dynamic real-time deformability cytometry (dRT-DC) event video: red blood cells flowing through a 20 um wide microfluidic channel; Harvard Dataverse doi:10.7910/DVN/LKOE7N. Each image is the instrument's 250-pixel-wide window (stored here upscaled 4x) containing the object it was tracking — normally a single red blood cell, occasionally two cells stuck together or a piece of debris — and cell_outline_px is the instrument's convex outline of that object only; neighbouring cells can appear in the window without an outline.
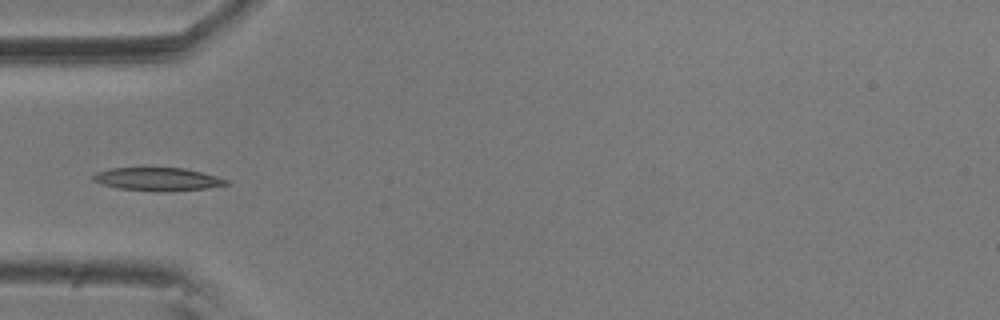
{"species": "common noctule bat (a hibernating species)", "species_latin": "Nyctalus noctula", "temperature_condition": "room temperature", "stored_images_in_passage": 5, "camera_frame_rate_fps": 3000, "um_per_image_px": 0.085, "animal": {"sex": "male", "body_mass_g": 20.5, "forearm_length_mm": 52.5}, "frame": {"image": 1, "passage_image": 4, "time_ms": 1.0, "image_size_px": [1000, 320], "cell_outline_px": [[228, 184], [208, 188], [164, 192], [120, 188], [104, 184], [92, 180], [92, 176], [96, 172], [112, 168], [184, 168], [216, 176], [228, 180]], "centroid_in_image_um": [13.41, 15.23], "position_along_channel_um": 71.6, "area_um2": 17.69}}